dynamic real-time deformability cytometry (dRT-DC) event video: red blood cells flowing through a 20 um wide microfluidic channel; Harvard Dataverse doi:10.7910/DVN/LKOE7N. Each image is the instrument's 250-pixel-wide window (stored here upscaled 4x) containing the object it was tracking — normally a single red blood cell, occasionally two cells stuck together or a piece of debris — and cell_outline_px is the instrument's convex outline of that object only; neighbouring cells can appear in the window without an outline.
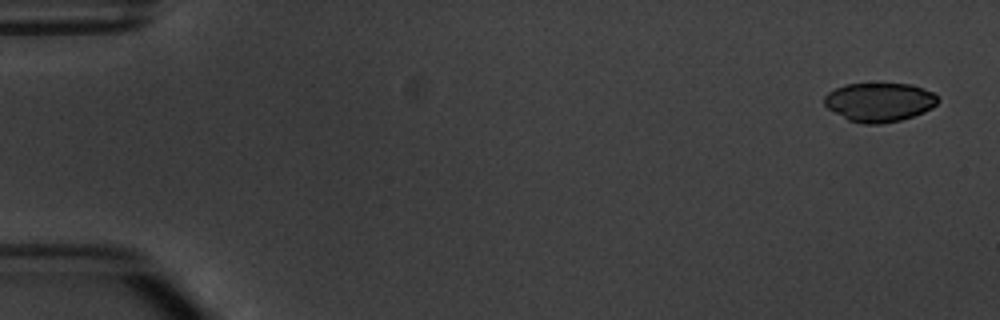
{"species": "common noctule bat (a hibernating species)", "species_latin": "Nyctalus noctula", "temperature_condition": "warm", "stored_images_in_passage": 4, "camera_frame_rate_fps": 3000, "um_per_image_px": 0.085, "animal": {"sex": "male", "body_mass_g": 20.1, "forearm_length_mm": 53.5}, "frame": {"image": 1, "passage_image": 1, "time_ms": 0.0, "image_size_px": [1000, 320], "cell_outline_px": [[940, 100], [932, 108], [924, 112], [900, 120], [880, 124], [864, 124], [848, 120], [828, 108], [824, 104], [824, 96], [828, 92], [836, 88], [848, 84], [880, 80], [912, 84], [932, 92]], "centroid_in_image_um": [74.75, 8.63], "position_along_channel_um": 10.3, "area_um2": 26.53}}